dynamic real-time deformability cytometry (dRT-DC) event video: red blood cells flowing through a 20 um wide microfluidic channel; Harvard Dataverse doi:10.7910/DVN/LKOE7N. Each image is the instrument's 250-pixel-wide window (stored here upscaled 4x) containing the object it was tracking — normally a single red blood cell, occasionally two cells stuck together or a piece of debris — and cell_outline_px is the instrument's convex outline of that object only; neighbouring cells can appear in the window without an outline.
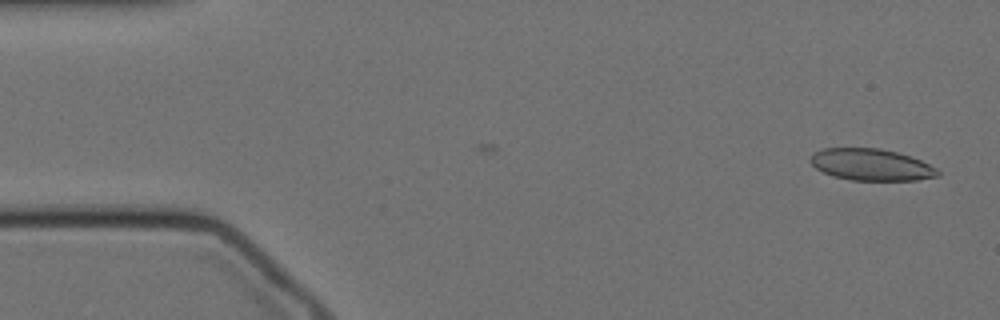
{"species": "Egyptian fruit bat (a non-hibernating species)", "species_latin": "Rousettus aegyptiacus", "temperature_condition": "cold", "stored_images_in_passage": 42, "camera_frame_rate_fps": 3000, "um_per_image_px": 0.085, "animal": {"sex": "female"}, "frame": {"image": 1, "passage_image": 1, "time_ms": 0.0, "image_size_px": [1000, 320], "cell_outline_px": [[940, 176], [916, 180], [852, 180], [832, 176], [816, 168], [808, 160], [812, 152], [820, 148], [880, 148], [912, 156], [936, 168], [940, 172]], "centroid_in_image_um": [74.02, 13.99], "position_along_channel_um": 11.0, "area_um2": 23.7}}
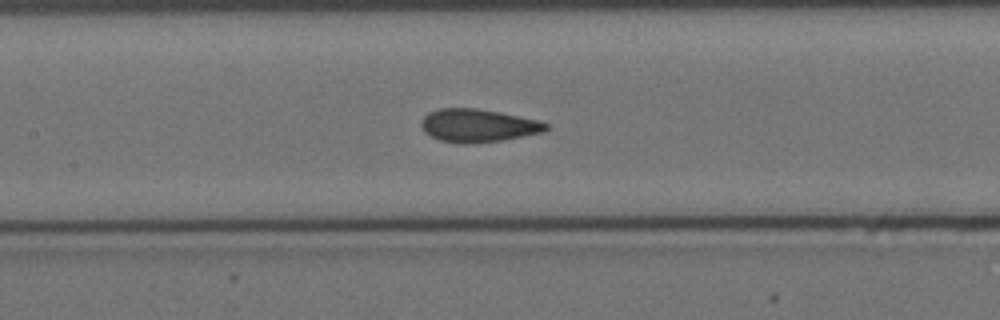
{"frame": {"image": 2, "passage_image": 24, "time_ms": 7.667, "image_size_px": [1000, 320], "cell_outline_px": [[548, 128], [544, 132], [504, 140], [468, 144], [460, 144], [440, 140], [424, 132], [420, 124], [424, 116], [428, 112], [440, 108], [476, 108], [500, 112], [540, 120], [548, 124]], "centroid_in_image_um": [40.64, 10.67], "position_along_channel_um": 166.8, "area_um2": 24.22}}
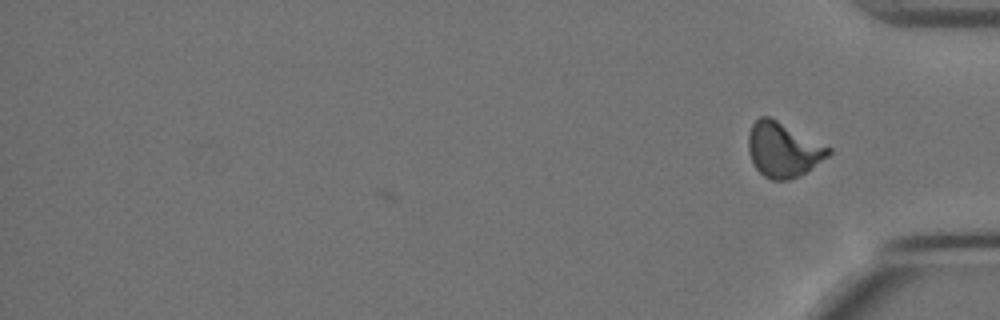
{"frame": {"image": 3, "passage_image": 42, "time_ms": 13.667, "image_size_px": [1000, 320], "cell_outline_px": [[832, 152], [828, 156], [800, 176], [788, 180], [772, 180], [764, 176], [752, 164], [748, 152], [748, 132], [752, 124], [760, 116], [768, 116], [832, 148]], "centroid_in_image_um": [66.54, 12.74], "position_along_channel_um": 368.7, "area_um2": 25.49}, "authors_computed_cell_mechanics": {"area_um2": 24.3049, "velocity_mm_per_s": 3.4208, "shape_relaxation_time_tau1_ms": 7.0115, "shape_relaxation_time_tau2_ms": 0.9302, "deformation_change_tau1": 0.1766, "deformation_change_tau2": 0.0735}}